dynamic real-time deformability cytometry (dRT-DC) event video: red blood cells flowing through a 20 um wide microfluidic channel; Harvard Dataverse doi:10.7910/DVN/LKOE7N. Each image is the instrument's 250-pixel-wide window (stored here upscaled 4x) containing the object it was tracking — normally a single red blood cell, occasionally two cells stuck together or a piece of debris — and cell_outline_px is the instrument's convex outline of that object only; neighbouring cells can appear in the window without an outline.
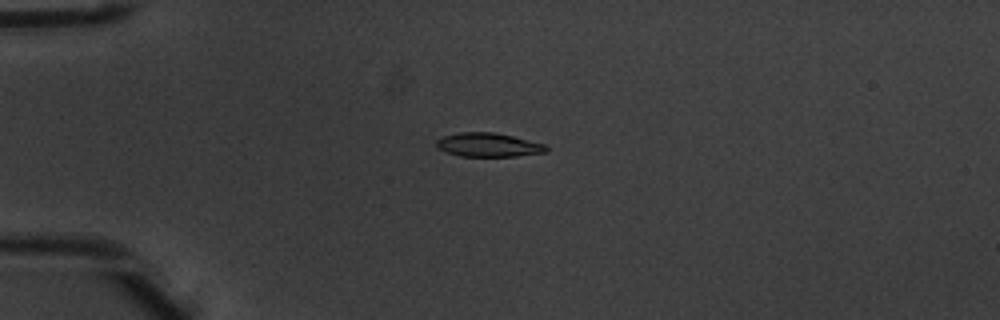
{"species": "common noctule bat (a hibernating species)", "species_latin": "Nyctalus noctula", "temperature_condition": "warm", "stored_images_in_passage": 8, "camera_frame_rate_fps": 3000, "um_per_image_px": 0.085, "animal": {"sex": "male", "body_mass_g": 20.1, "forearm_length_mm": 53.5}, "frame": {"image": 1, "passage_image": 4, "time_ms": 1.0, "image_size_px": [1000, 320], "cell_outline_px": [[548, 148], [544, 152], [516, 156], [460, 156], [436, 148], [436, 140], [444, 136], [460, 132], [496, 132], [544, 144]], "centroid_in_image_um": [41.47, 12.31], "position_along_channel_um": 43.5, "area_um2": 15.09}}
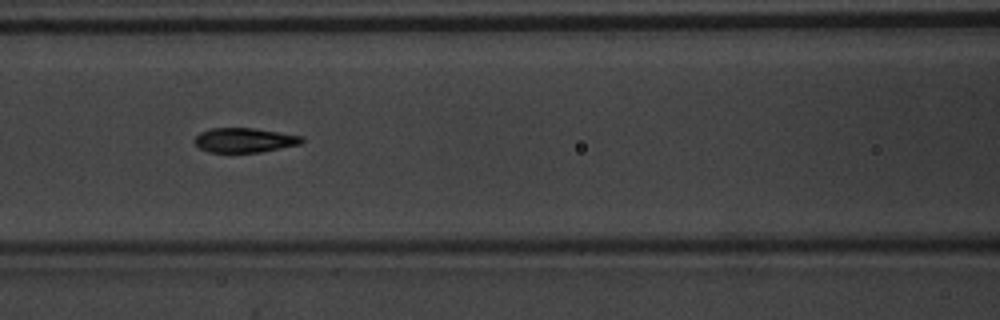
{"frame": {"image": 2, "passage_image": 7, "time_ms": 2.0, "image_size_px": [1000, 320], "cell_outline_px": [[304, 140], [300, 144], [260, 152], [208, 152], [200, 148], [192, 140], [200, 132], [212, 128], [252, 128], [280, 132], [304, 136]], "centroid_in_image_um": [20.77, 11.91], "position_along_channel_um": 145.8, "area_um2": 15.32}}
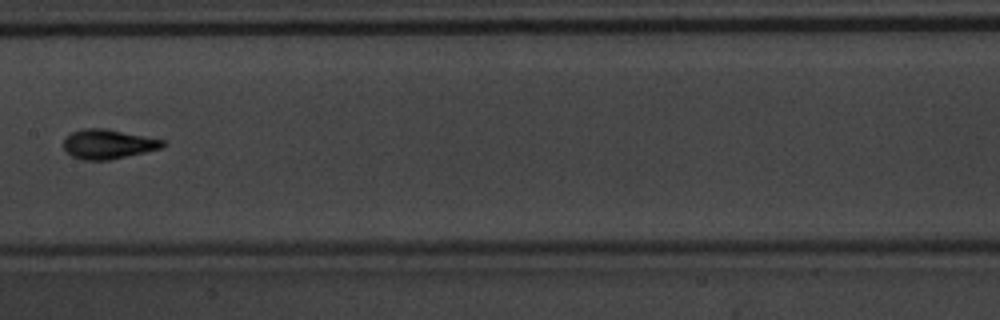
{"frame": {"image": 3, "passage_image": 8, "time_ms": 2.333, "image_size_px": [1000, 320], "cell_outline_px": [[168, 144], [160, 148], [144, 152], [108, 160], [84, 160], [72, 156], [64, 148], [64, 140], [72, 132], [84, 128], [108, 128], [164, 140]], "centroid_in_image_um": [9.21, 12.23], "position_along_channel_um": 198.2, "area_um2": 16.94}}